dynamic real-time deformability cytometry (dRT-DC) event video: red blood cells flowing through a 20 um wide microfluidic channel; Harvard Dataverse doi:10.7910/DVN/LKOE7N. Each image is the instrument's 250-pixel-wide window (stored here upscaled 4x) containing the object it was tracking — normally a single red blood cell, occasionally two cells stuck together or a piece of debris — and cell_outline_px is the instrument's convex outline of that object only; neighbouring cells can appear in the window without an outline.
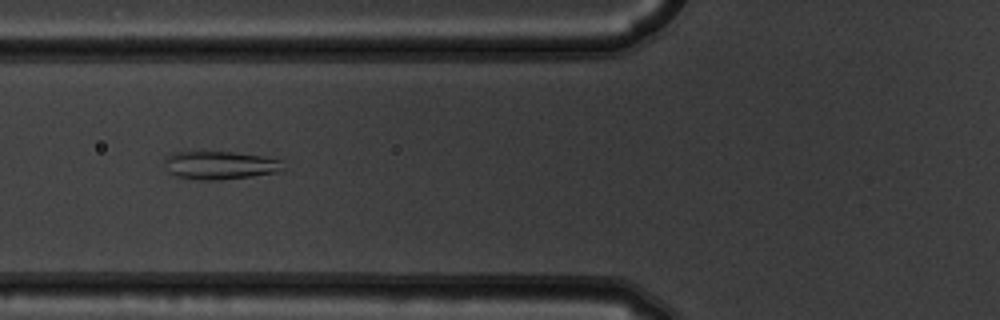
{"species": "common noctule bat (a hibernating species)", "species_latin": "Nyctalus noctula", "temperature_condition": "warm", "stored_images_in_passage": 8, "camera_frame_rate_fps": 3000, "um_per_image_px": 0.085, "animal": {"sex": "male", "body_mass_g": 19.5, "forearm_length_mm": 54.6}, "frame": {"image": 1, "passage_image": 6, "time_ms": 1.667, "image_size_px": [1000, 320], "cell_outline_px": [[284, 172], [220, 180], [200, 180], [176, 176], [168, 172], [164, 164], [164, 156], [172, 152], [192, 148], [232, 152], [260, 156], [280, 160], [284, 168]], "centroid_in_image_um": [18.6, 14.0], "position_along_channel_um": 107.2, "area_um2": 20.52}}